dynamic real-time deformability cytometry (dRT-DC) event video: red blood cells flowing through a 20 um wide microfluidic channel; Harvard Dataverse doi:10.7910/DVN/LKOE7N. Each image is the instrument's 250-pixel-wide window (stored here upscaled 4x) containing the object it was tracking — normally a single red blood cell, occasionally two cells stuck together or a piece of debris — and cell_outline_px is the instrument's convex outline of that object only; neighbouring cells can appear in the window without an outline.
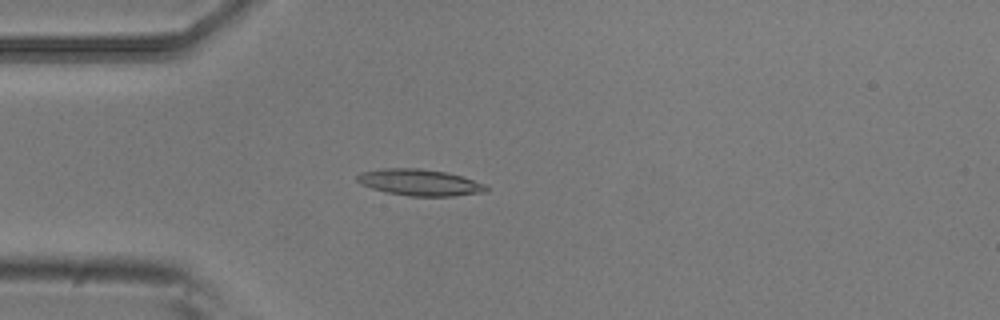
{"species": "common noctule bat (a hibernating species)", "species_latin": "Nyctalus noctula", "temperature_condition": "room temperature", "stored_images_in_passage": 2, "camera_frame_rate_fps": 3000, "um_per_image_px": 0.085, "animal": {"sex": "male", "body_mass_g": 20.5, "forearm_length_mm": 52.5}, "frame": {"image": 1, "passage_image": 1, "time_ms": 0.0, "image_size_px": [1000, 320], "cell_outline_px": [[488, 192], [452, 196], [408, 196], [388, 192], [372, 188], [360, 184], [356, 180], [356, 176], [360, 172], [384, 168], [420, 168], [448, 172], [488, 184]], "centroid_in_image_um": [35.71, 15.5], "position_along_channel_um": 49.3, "area_um2": 20.11}}